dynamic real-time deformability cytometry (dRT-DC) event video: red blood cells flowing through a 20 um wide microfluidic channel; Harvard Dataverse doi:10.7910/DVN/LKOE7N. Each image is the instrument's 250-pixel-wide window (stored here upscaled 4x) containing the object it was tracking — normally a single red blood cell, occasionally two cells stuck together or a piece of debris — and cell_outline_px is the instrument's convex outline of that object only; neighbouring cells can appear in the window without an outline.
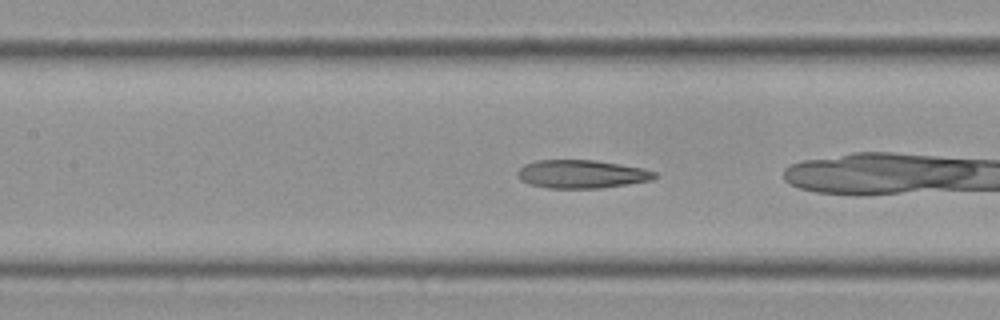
{"species": "Egyptian fruit bat (a non-hibernating species)", "species_latin": "Rousettus aegyptiacus", "temperature_condition": "cold", "stored_images_in_passage": 54, "camera_frame_rate_fps": 3000, "um_per_image_px": 0.085, "frame": {"image": 1, "passage_image": 22, "time_ms": 7.0, "image_size_px": [1000, 320], "cell_outline_px": [[660, 176], [652, 180], [628, 184], [600, 188], [548, 188], [528, 184], [520, 180], [516, 176], [516, 172], [524, 164], [536, 160], [596, 160], [644, 168], [656, 172]], "centroid_in_image_um": [49.44, 14.79], "position_along_channel_um": 158.0, "area_um2": 22.89}}
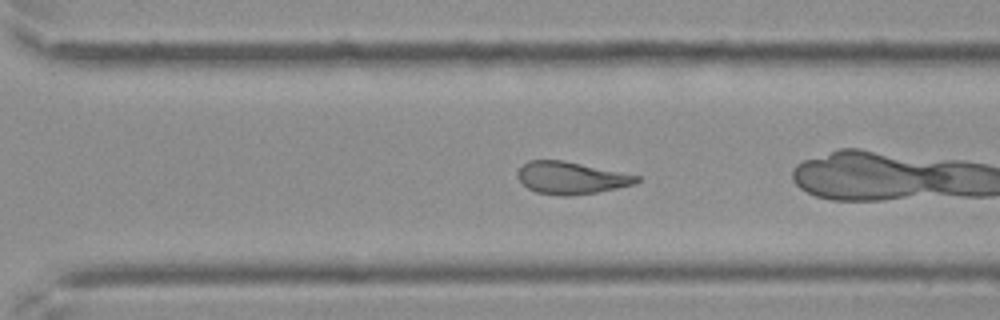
{"frame": {"image": 2, "passage_image": 36, "time_ms": 11.667, "image_size_px": [1000, 320], "cell_outline_px": [[640, 180], [636, 184], [596, 192], [568, 196], [560, 196], [536, 192], [528, 188], [520, 180], [516, 172], [528, 160], [564, 160], [640, 176]], "centroid_in_image_um": [48.54, 15.12], "position_along_channel_um": 322.1, "area_um2": 22.25}}
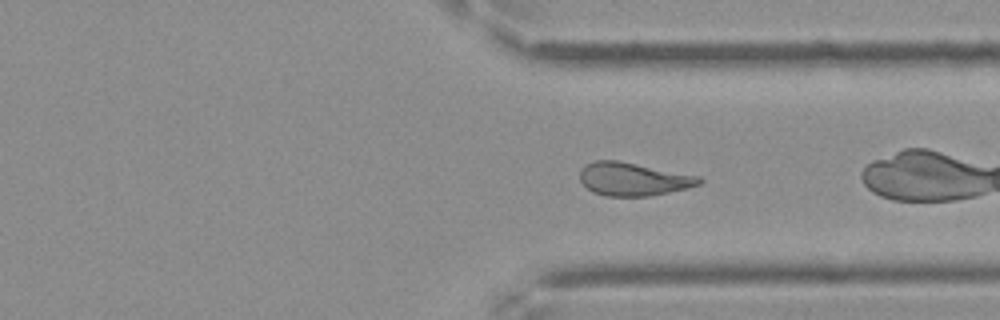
{"frame": {"image": 3, "passage_image": 39, "time_ms": 12.667, "image_size_px": [1000, 320], "cell_outline_px": [[704, 180], [700, 184], [688, 188], [648, 196], [608, 196], [592, 192], [580, 180], [580, 172], [584, 164], [596, 160], [616, 160], [700, 176]], "centroid_in_image_um": [53.82, 15.22], "position_along_channel_um": 357.6, "area_um2": 22.95}, "authors_computed_cell_mechanics": {"area_um2": 23.6691, "velocity_mm_per_s": 3.5242, "shape_relaxation_time_tau1_ms": null, "shape_relaxation_time_tau2_ms": 5.0572, "deformation_change_tau1": null, "deformation_change_tau2": 0.132}}